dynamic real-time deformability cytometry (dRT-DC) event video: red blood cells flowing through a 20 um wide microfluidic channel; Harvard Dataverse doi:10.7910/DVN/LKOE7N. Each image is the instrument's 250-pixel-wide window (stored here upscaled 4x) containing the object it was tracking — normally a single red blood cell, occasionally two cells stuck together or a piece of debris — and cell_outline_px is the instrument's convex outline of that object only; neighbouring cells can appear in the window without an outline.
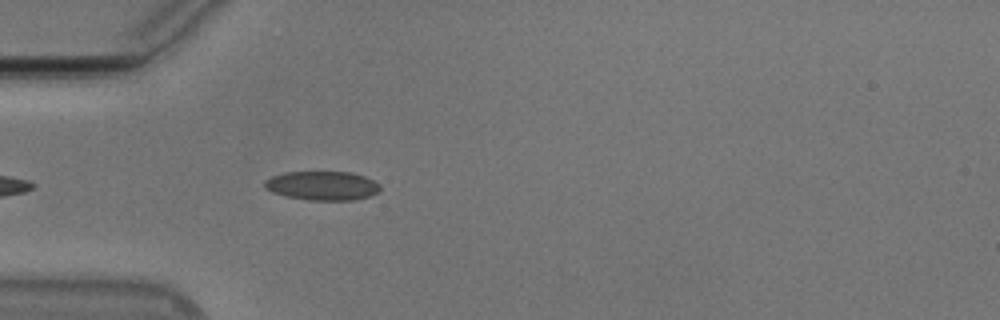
{"species": "Egyptian fruit bat (a non-hibernating species)", "species_latin": "Rousettus aegyptiacus", "temperature_condition": "cold", "stored_images_in_passage": 25, "camera_frame_rate_fps": 3000, "um_per_image_px": 0.085, "animal": {"sex": "male"}, "frame": {"image": 1, "passage_image": 4, "time_ms": 1.0, "image_size_px": [1000, 320], "cell_outline_px": [[380, 192], [368, 196], [352, 200], [308, 200], [288, 196], [272, 192], [264, 188], [264, 180], [272, 176], [284, 172], [352, 172], [364, 176], [380, 184]], "centroid_in_image_um": [27.39, 15.78], "position_along_channel_um": 57.6, "area_um2": 19.54}}
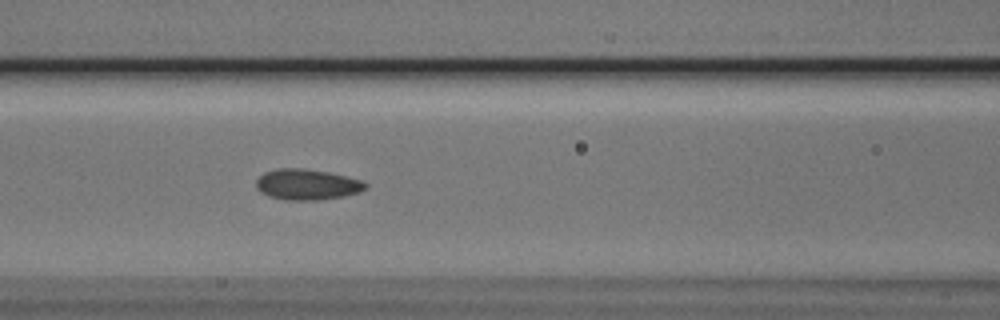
{"frame": {"image": 2, "passage_image": 11, "time_ms": 3.333, "image_size_px": [1000, 320], "cell_outline_px": [[368, 188], [360, 192], [344, 196], [316, 200], [284, 200], [268, 196], [260, 192], [256, 188], [256, 180], [264, 172], [280, 168], [300, 168], [328, 172], [360, 180], [368, 184]], "centroid_in_image_um": [26.08, 15.69], "position_along_channel_um": 140.5, "area_um2": 19.59}}
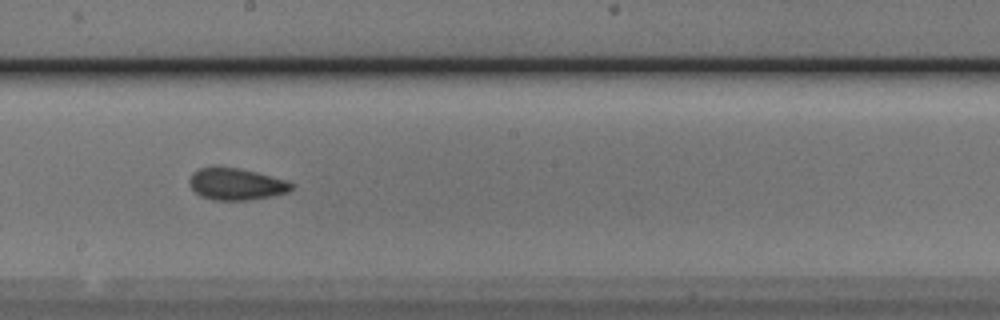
{"frame": {"image": 3, "passage_image": 18, "time_ms": 5.667, "image_size_px": [1000, 320], "cell_outline_px": [[292, 188], [288, 192], [272, 196], [248, 200], [212, 200], [200, 196], [192, 188], [188, 180], [192, 172], [200, 168], [236, 168], [256, 172], [284, 180], [292, 184]], "centroid_in_image_um": [20.04, 15.67], "position_along_channel_um": 228.2, "area_um2": 18.55}}